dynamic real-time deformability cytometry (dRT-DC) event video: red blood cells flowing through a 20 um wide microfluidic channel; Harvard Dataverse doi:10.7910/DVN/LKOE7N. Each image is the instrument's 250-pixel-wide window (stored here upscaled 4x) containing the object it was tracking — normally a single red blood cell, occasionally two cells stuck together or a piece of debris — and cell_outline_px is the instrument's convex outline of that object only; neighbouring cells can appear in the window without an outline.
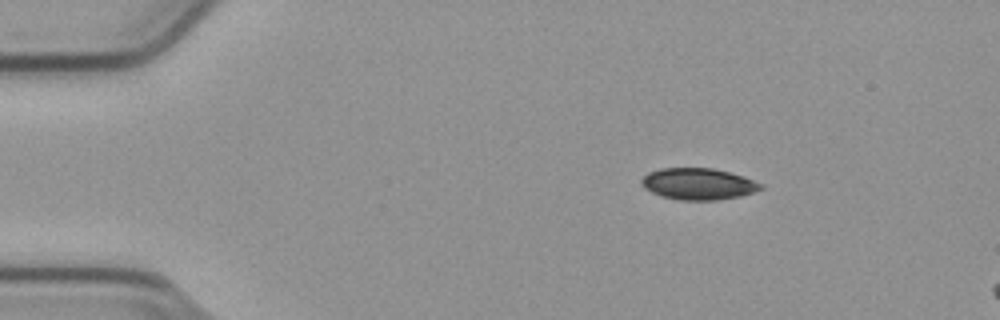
{"species": "common noctule bat (a hibernating species)", "species_latin": "Nyctalus noctula", "temperature_condition": "cold", "stored_images_in_passage": 8, "camera_frame_rate_fps": 3000, "um_per_image_px": 0.085, "animal": {"sex": "male", "body_mass_g": 23.1, "forearm_length_mm": 52.7}, "frame": {"image": 1, "passage_image": 1, "time_ms": 0.0, "image_size_px": [1000, 320], "cell_outline_px": [[764, 188], [740, 196], [716, 200], [680, 200], [660, 196], [644, 188], [640, 184], [640, 180], [648, 172], [660, 168], [712, 168], [744, 176], [764, 184]], "centroid_in_image_um": [59.34, 15.63], "position_along_channel_um": 25.7, "area_um2": 22.02}}